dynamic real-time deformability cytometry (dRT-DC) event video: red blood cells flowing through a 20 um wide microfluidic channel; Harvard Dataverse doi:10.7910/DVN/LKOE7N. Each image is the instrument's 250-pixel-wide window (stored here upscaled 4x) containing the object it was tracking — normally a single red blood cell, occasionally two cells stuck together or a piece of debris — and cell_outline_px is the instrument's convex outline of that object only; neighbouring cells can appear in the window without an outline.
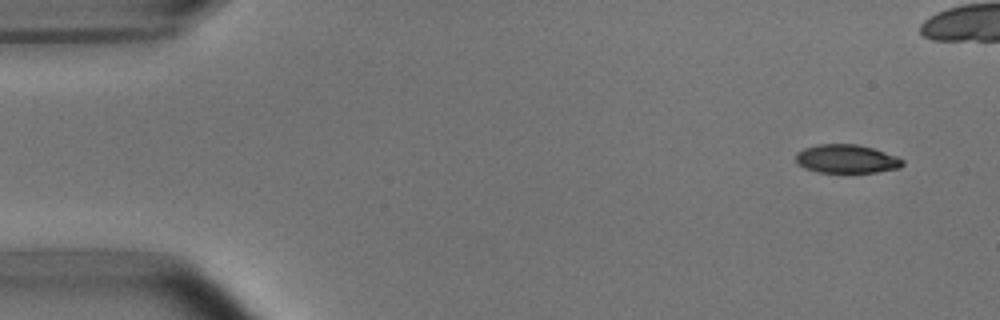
{"species": "common noctule bat (a hibernating species)", "species_latin": "Nyctalus noctula", "temperature_condition": "room temperature", "stored_images_in_passage": 8, "segment_of_instrument_passage": [1, 2], "camera_frame_rate_fps": 3000, "um_per_image_px": 0.085, "animal": {"sex": "male", "body_mass_g": 15.6}, "frame": {"image": 1, "passage_image": 1, "time_ms": 0.0, "image_size_px": [1000, 320], "cell_outline_px": [[904, 164], [900, 168], [876, 172], [816, 172], [804, 168], [796, 164], [796, 152], [804, 148], [820, 144], [856, 144], [872, 148], [896, 156], [904, 160]], "centroid_in_image_um": [71.93, 13.51], "position_along_channel_um": 13.1, "area_um2": 17.8}}
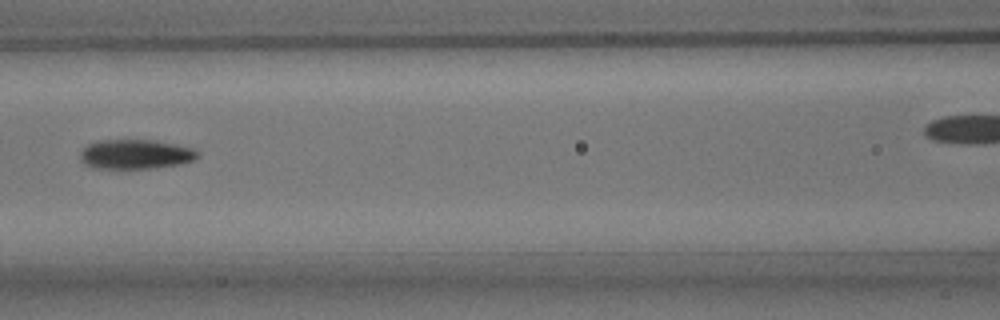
{"frame": {"image": 2, "passage_image": 7, "time_ms": 6.667, "image_size_px": [1000, 320], "cell_outline_px": [[200, 156], [196, 160], [180, 164], [152, 168], [96, 168], [88, 164], [80, 156], [80, 152], [88, 144], [96, 140], [152, 140], [192, 148], [200, 152]], "centroid_in_image_um": [11.57, 13.1], "position_along_channel_um": 155.0, "area_um2": 20.0}}